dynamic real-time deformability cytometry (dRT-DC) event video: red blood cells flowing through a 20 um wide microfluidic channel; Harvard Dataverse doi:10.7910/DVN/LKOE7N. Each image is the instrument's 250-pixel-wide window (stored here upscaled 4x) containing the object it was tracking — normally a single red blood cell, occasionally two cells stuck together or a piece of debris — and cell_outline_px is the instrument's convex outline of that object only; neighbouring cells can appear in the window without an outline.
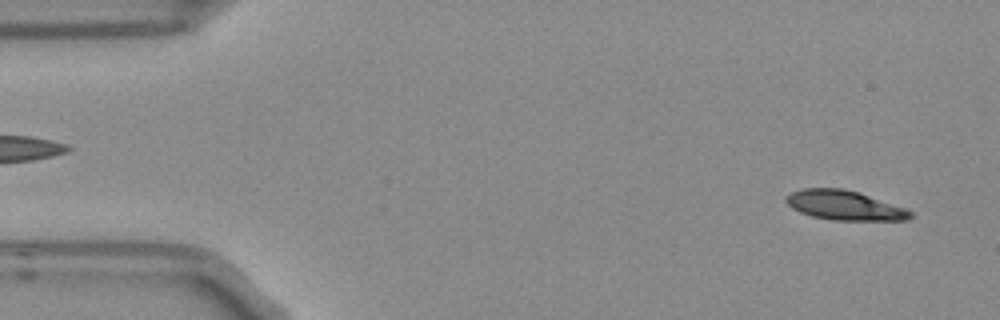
{"species": "Egyptian fruit bat (a non-hibernating species)", "species_latin": "Rousettus aegyptiacus", "temperature_condition": "room temperature", "stored_images_in_passage": 6, "camera_frame_rate_fps": 3000, "um_per_image_px": 0.085, "frame": {"image": 1, "passage_image": 6, "time_ms": 1.667, "image_size_px": [1000, 320], "cell_outline_px": [[912, 216], [908, 220], [832, 220], [812, 216], [800, 212], [792, 208], [784, 200], [784, 196], [792, 192], [804, 188], [844, 188], [908, 208], [912, 212]], "centroid_in_image_um": [71.78, 17.45], "position_along_channel_um": 13.2, "area_um2": 21.44}}